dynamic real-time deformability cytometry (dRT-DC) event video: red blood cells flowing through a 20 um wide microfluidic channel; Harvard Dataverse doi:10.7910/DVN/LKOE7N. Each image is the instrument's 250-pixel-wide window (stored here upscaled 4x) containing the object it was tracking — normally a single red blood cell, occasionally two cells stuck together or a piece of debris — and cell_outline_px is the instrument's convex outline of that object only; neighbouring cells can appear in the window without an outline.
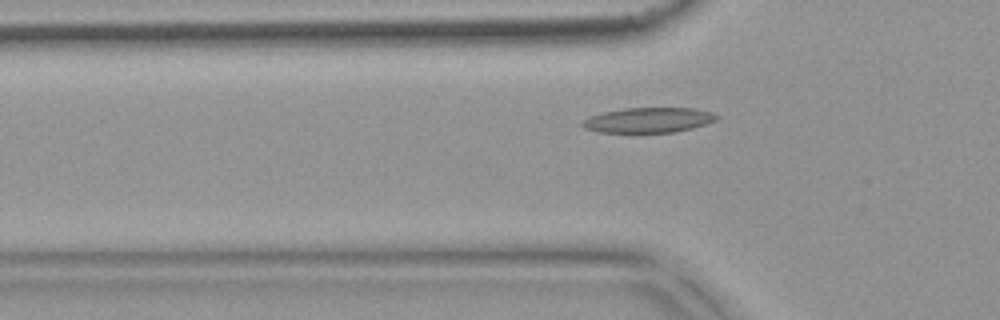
{"species": "common noctule bat (a hibernating species)", "species_latin": "Nyctalus noctula", "temperature_condition": "warm", "stored_images_in_passage": 50, "camera_frame_rate_fps": 3000, "um_per_image_px": 0.085, "animal": {"sex": "female", "body_mass_g": 18.4}, "frame": {"image": 1, "passage_image": 13, "time_ms": 4.0, "image_size_px": [1000, 320], "cell_outline_px": [[720, 116], [716, 120], [692, 128], [672, 132], [600, 132], [584, 128], [580, 124], [588, 116], [604, 112], [624, 108], [692, 108], [712, 112]], "centroid_in_image_um": [55.11, 10.2], "position_along_channel_um": 70.7, "area_um2": 19.48}}
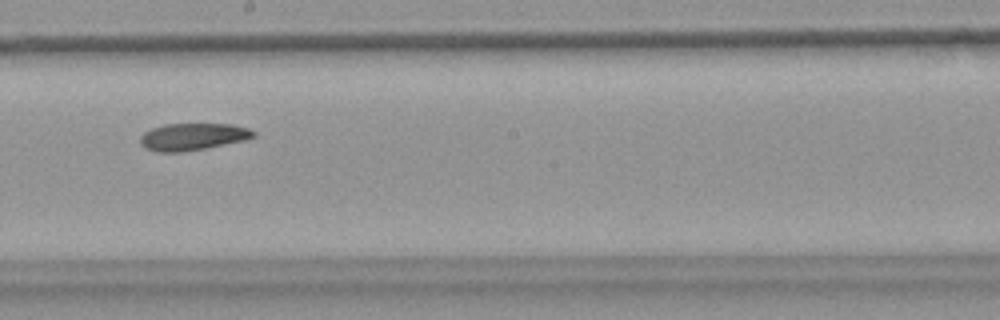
{"frame": {"image": 2, "passage_image": 26, "time_ms": 8.333, "image_size_px": [1000, 320], "cell_outline_px": [[256, 136], [244, 140], [184, 152], [156, 152], [144, 148], [140, 144], [140, 136], [144, 132], [152, 128], [164, 124], [232, 124], [248, 128], [256, 132]], "centroid_in_image_um": [16.35, 11.62], "position_along_channel_um": 231.8, "area_um2": 17.92}}
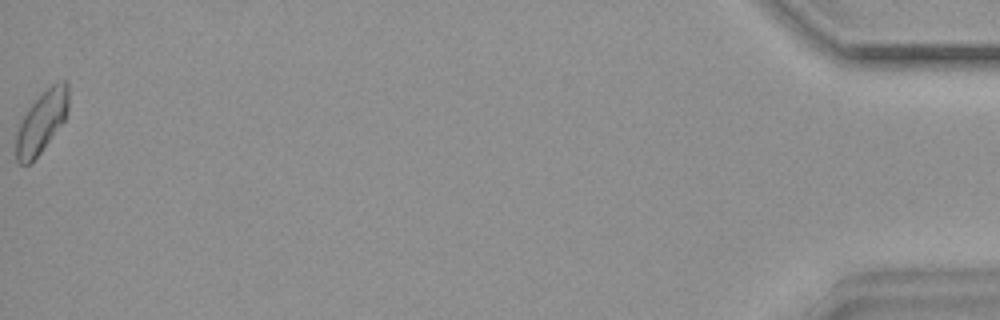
{"frame": {"image": 3, "passage_image": 50, "time_ms": 16.333, "image_size_px": [1000, 320], "cell_outline_px": [[68, 108], [64, 120], [40, 152], [28, 164], [20, 164], [16, 160], [16, 124], [28, 108], [52, 84], [60, 80], [68, 80]], "centroid_in_image_um": [3.51, 10.34], "position_along_channel_um": 431.7, "area_um2": 18.67}}